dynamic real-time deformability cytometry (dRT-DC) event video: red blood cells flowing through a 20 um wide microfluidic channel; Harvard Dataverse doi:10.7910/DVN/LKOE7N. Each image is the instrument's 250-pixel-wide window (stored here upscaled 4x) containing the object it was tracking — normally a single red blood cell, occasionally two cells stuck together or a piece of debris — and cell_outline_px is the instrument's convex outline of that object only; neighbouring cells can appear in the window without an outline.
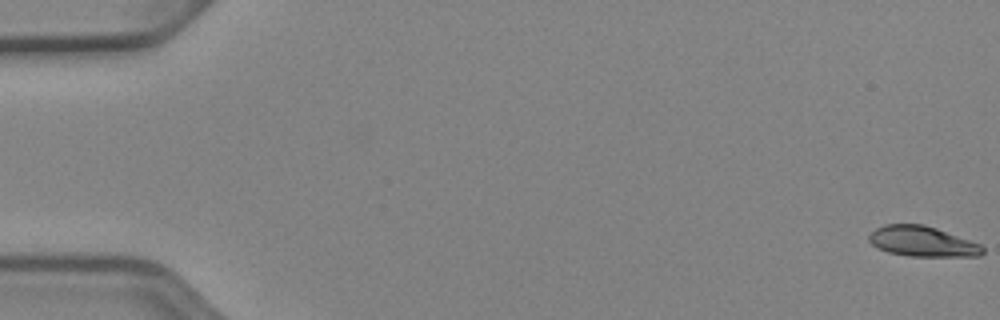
{"species": "Egyptian fruit bat (a non-hibernating species)", "species_latin": "Rousettus aegyptiacus", "temperature_condition": "cold", "stored_images_in_passage": 53, "camera_frame_rate_fps": 3000, "um_per_image_px": 0.085, "animal": {"sex": "female"}, "frame": {"image": 1, "passage_image": 1, "time_ms": 0.0, "image_size_px": [1000, 320], "cell_outline_px": [[984, 252], [980, 256], [908, 256], [888, 252], [876, 248], [868, 240], [868, 236], [876, 228], [884, 224], [924, 224], [936, 228], [980, 244], [984, 248]], "centroid_in_image_um": [78.37, 20.52], "position_along_channel_um": 6.6, "area_um2": 20.06}}
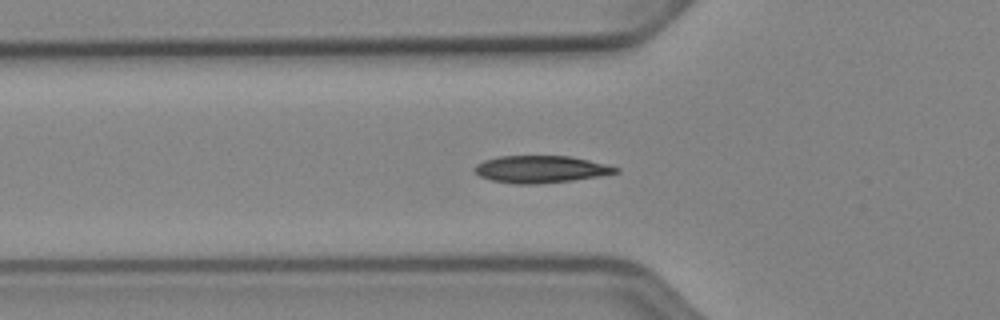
{"frame": {"image": 2, "passage_image": 19, "time_ms": 6.0, "image_size_px": [1000, 320], "cell_outline_px": [[620, 172], [600, 176], [572, 180], [536, 184], [516, 184], [492, 180], [480, 176], [472, 168], [476, 164], [484, 160], [500, 156], [568, 156], [588, 160], [620, 168]], "centroid_in_image_um": [45.95, 14.38], "position_along_channel_um": 79.9, "area_um2": 22.2}}
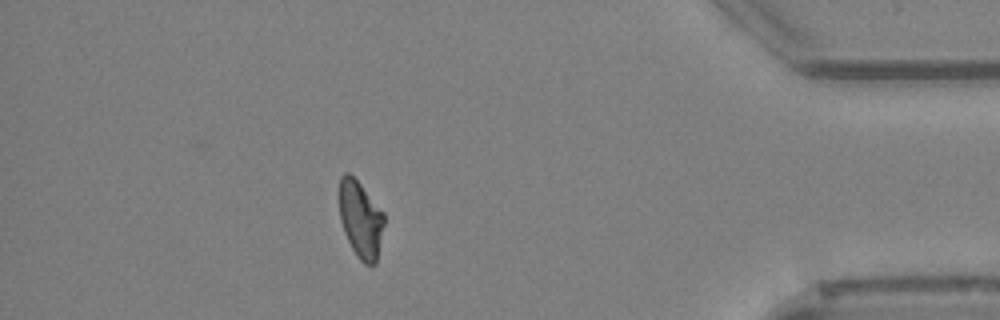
{"frame": {"image": 3, "passage_image": 47, "time_ms": 15.333, "image_size_px": [1000, 320], "cell_outline_px": [[384, 224], [376, 264], [364, 264], [356, 256], [344, 232], [340, 220], [340, 176], [344, 172], [348, 172], [360, 184], [384, 212]], "centroid_in_image_um": [30.65, 18.66], "position_along_channel_um": 404.5, "area_um2": 19.94}, "authors_computed_cell_mechanics": {"area_um2": 20.7502, "velocity_mm_per_s": 3.9315, "shape_relaxation_time_tau1_ms": 5.1924, "shape_relaxation_time_tau2_ms": 1.8814, "deformation_change_tau1": 0.1393, "deformation_change_tau2": 0.0712}}